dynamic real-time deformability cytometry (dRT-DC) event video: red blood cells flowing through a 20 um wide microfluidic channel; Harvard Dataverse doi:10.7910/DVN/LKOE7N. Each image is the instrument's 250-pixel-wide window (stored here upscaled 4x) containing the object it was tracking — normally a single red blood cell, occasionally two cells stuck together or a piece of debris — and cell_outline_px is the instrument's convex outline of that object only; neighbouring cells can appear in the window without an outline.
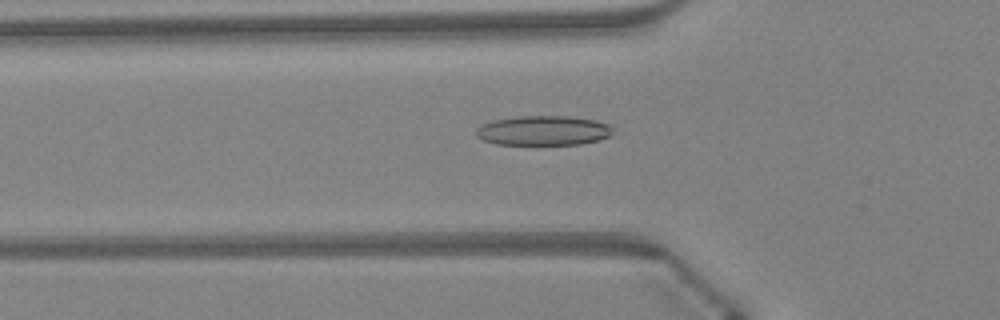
{"species": "Egyptian fruit bat (a non-hibernating species)", "species_latin": "Rousettus aegyptiacus", "temperature_condition": "warm", "stored_images_in_passage": 36, "segment_of_instrument_passage": [1, 2], "camera_frame_rate_fps": 3000, "um_per_image_px": 0.085, "animal": {"sex": "female"}, "frame": {"image": 1, "passage_image": 4, "time_ms": 1.0, "image_size_px": [1000, 320], "cell_outline_px": [[616, 132], [600, 140], [580, 144], [496, 144], [484, 140], [476, 136], [476, 128], [480, 124], [492, 120], [520, 116], [572, 116], [596, 120], [608, 124]], "centroid_in_image_um": [46.2, 11.09], "position_along_channel_um": 79.6, "area_um2": 23.81}}
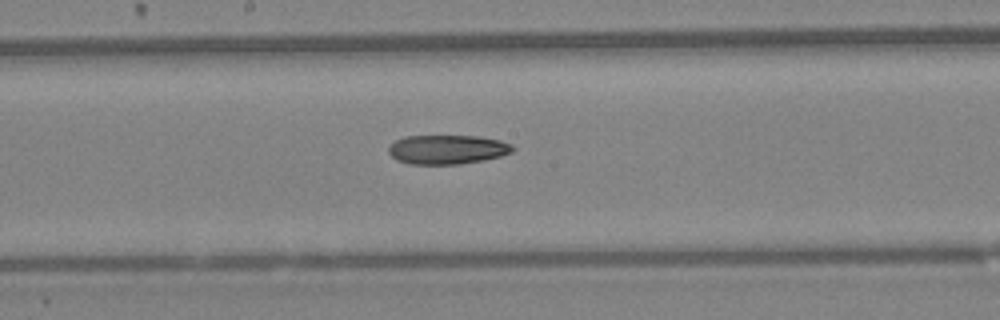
{"frame": {"image": 2, "passage_image": 13, "time_ms": 4.0, "image_size_px": [1000, 320], "cell_outline_px": [[516, 148], [512, 152], [500, 156], [484, 160], [460, 164], [408, 164], [396, 160], [388, 152], [388, 148], [396, 140], [404, 136], [480, 136], [500, 140], [512, 144]], "centroid_in_image_um": [38.04, 12.7], "position_along_channel_um": 210.2, "area_um2": 21.27}}
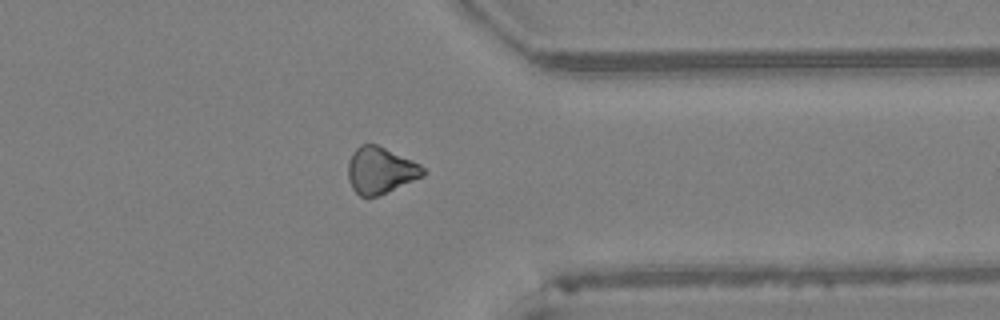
{"frame": {"image": 3, "passage_image": 25, "time_ms": 8.0, "image_size_px": [1000, 320], "cell_outline_px": [[428, 172], [424, 176], [376, 196], [360, 196], [352, 188], [348, 176], [348, 164], [352, 152], [360, 144], [376, 144], [412, 160], [420, 164]], "centroid_in_image_um": [32.34, 14.46], "position_along_channel_um": 379.1, "area_um2": 20.17}}